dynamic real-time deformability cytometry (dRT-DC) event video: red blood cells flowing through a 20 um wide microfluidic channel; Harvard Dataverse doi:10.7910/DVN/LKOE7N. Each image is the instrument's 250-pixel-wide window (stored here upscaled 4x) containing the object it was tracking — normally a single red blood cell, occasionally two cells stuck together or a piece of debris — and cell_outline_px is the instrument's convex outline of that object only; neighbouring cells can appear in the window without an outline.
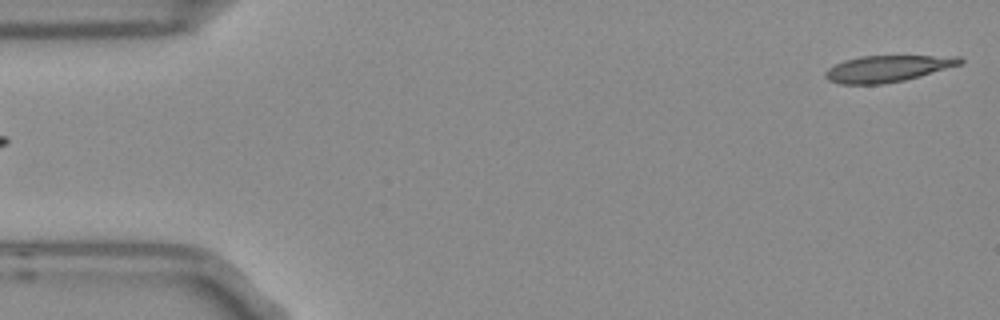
{"species": "Egyptian fruit bat (a non-hibernating species)", "species_latin": "Rousettus aegyptiacus", "temperature_condition": "room temperature", "stored_images_in_passage": 5, "segment_of_instrument_passage": [2, 2], "camera_frame_rate_fps": 3000, "um_per_image_px": 0.085, "frame": {"image": 1, "passage_image": 5, "time_ms": 1.333, "image_size_px": [1000, 320], "cell_outline_px": [[964, 64], [920, 76], [904, 80], [880, 84], [840, 84], [828, 80], [824, 76], [824, 72], [828, 68], [844, 60], [860, 56], [960, 56], [964, 60]], "centroid_in_image_um": [75.46, 5.83], "position_along_channel_um": 9.5, "area_um2": 20.87}}